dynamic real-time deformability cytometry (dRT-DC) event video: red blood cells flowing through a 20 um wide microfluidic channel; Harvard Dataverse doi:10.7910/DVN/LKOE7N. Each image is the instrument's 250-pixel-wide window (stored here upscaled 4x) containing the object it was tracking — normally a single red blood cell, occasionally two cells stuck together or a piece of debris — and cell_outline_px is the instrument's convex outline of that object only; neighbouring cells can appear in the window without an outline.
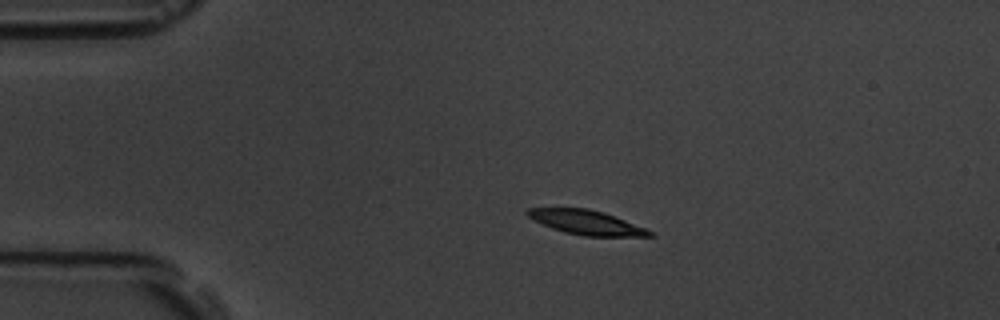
{"species": "common noctule bat (a hibernating species)", "species_latin": "Nyctalus noctula", "temperature_condition": "room temperature", "stored_images_in_passage": 7, "camera_frame_rate_fps": 3000, "um_per_image_px": 0.085, "animal": {"sex": "male", "body_mass_g": 19.5, "forearm_length_mm": 54.6}, "frame": {"image": 1, "passage_image": 4, "time_ms": 3.667, "image_size_px": [1000, 320], "cell_outline_px": [[656, 236], [584, 236], [564, 232], [552, 228], [532, 220], [524, 212], [528, 208], [588, 208], [604, 212], [656, 232]], "centroid_in_image_um": [49.85, 18.9], "position_along_channel_um": 35.1, "area_um2": 17.46}}
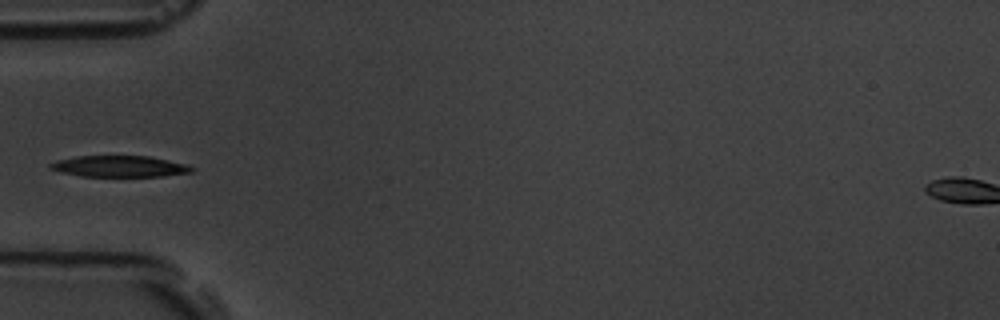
{"frame": {"image": 2, "passage_image": 6, "time_ms": 6.0, "image_size_px": [1000, 320], "cell_outline_px": [[196, 168], [192, 172], [164, 176], [80, 176], [60, 172], [48, 168], [48, 164], [56, 160], [76, 156], [148, 156], [168, 160], [184, 164]], "centroid_in_image_um": [10.12, 14.14], "position_along_channel_um": 74.9, "area_um2": 17.51}}
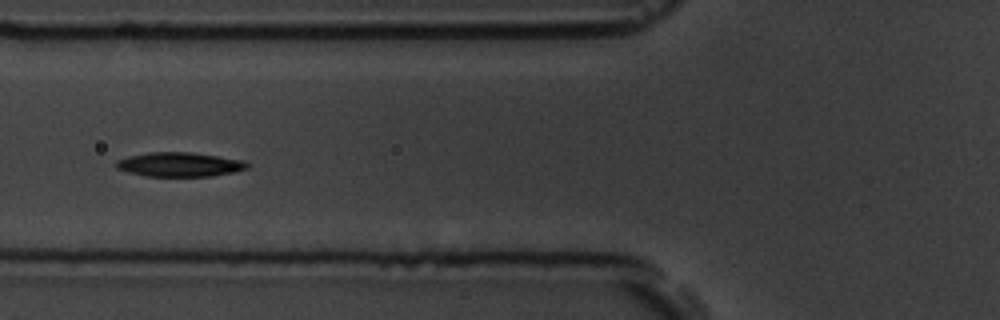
{"frame": {"image": 3, "passage_image": 7, "time_ms": 7.0, "image_size_px": [1000, 320], "cell_outline_px": [[248, 168], [232, 172], [212, 176], [144, 176], [128, 172], [116, 168], [116, 160], [128, 156], [148, 152], [192, 152], [244, 160], [248, 164]], "centroid_in_image_um": [15.24, 13.97], "position_along_channel_um": 110.6, "area_um2": 18.55}}